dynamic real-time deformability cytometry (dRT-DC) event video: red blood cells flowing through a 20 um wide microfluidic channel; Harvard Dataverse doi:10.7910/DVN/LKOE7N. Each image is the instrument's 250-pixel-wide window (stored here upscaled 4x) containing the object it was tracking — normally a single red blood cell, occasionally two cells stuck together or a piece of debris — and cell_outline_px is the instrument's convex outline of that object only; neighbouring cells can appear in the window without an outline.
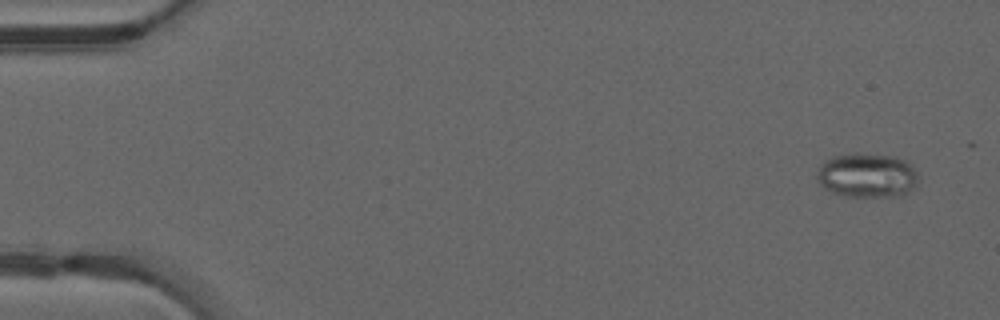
{"species": "common noctule bat (a hibernating species)", "species_latin": "Nyctalus noctula", "temperature_condition": "warm", "stored_images_in_passage": 49, "camera_frame_rate_fps": 3000, "um_per_image_px": 0.085, "animal": {"sex": "male", "forearm_length_mm": 52.5}, "frame": {"image": 1, "passage_image": 3, "time_ms": 0.667, "image_size_px": [1000, 320], "cell_outline_px": [[920, 176], [916, 188], [900, 196], [848, 196], [832, 192], [824, 188], [820, 184], [816, 176], [820, 164], [824, 160], [832, 156], [856, 152], [860, 152], [896, 156], [908, 160]], "centroid_in_image_um": [73.75, 14.87], "position_along_channel_um": 11.3, "area_um2": 26.93}}
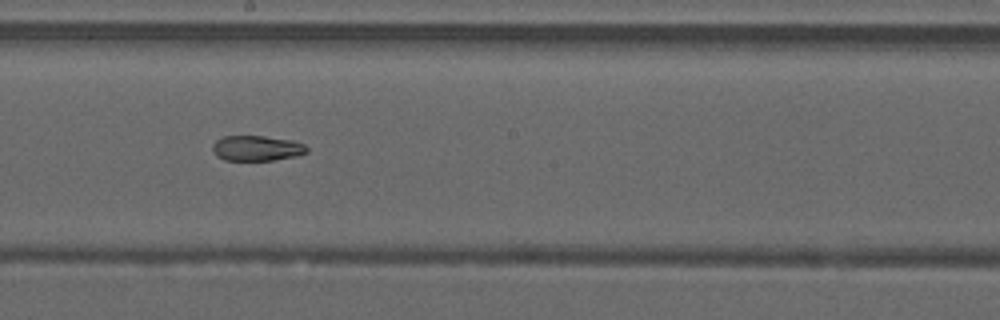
{"frame": {"image": 2, "passage_image": 28, "time_ms": 9.0, "image_size_px": [1000, 320], "cell_outline_px": [[308, 152], [300, 156], [272, 160], [224, 160], [216, 156], [212, 152], [212, 144], [216, 140], [224, 136], [264, 136], [292, 140], [304, 144], [308, 148]], "centroid_in_image_um": [21.83, 12.6], "position_along_channel_um": 226.4, "area_um2": 14.1}}
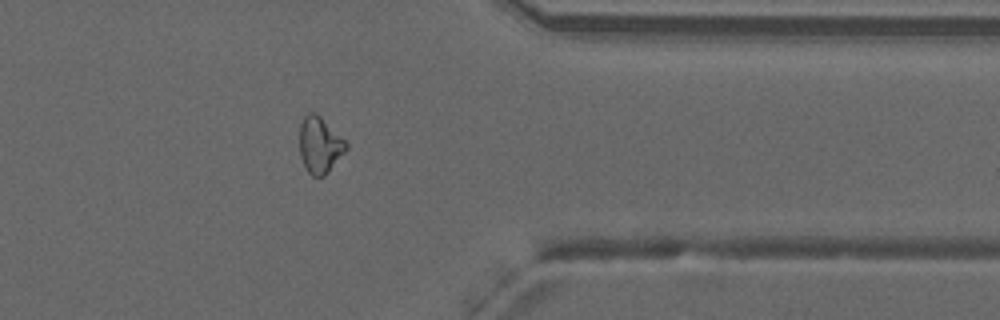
{"frame": {"image": 3, "passage_image": 40, "time_ms": 13.0, "image_size_px": [1000, 320], "cell_outline_px": [[348, 148], [328, 172], [324, 176], [312, 176], [308, 172], [300, 156], [300, 124], [304, 116], [308, 112], [316, 112], [348, 144]], "centroid_in_image_um": [27.17, 12.32], "position_along_channel_um": 384.2, "area_um2": 15.09}, "authors_computed_cell_mechanics": {"area_um2": 17.4556, "velocity_mm_per_s": 4.2452, "shape_relaxation_time_tau1_ms": null, "shape_relaxation_time_tau2_ms": 5.0954, "deformation_change_tau1": null, "deformation_change_tau2": 0.1304}}